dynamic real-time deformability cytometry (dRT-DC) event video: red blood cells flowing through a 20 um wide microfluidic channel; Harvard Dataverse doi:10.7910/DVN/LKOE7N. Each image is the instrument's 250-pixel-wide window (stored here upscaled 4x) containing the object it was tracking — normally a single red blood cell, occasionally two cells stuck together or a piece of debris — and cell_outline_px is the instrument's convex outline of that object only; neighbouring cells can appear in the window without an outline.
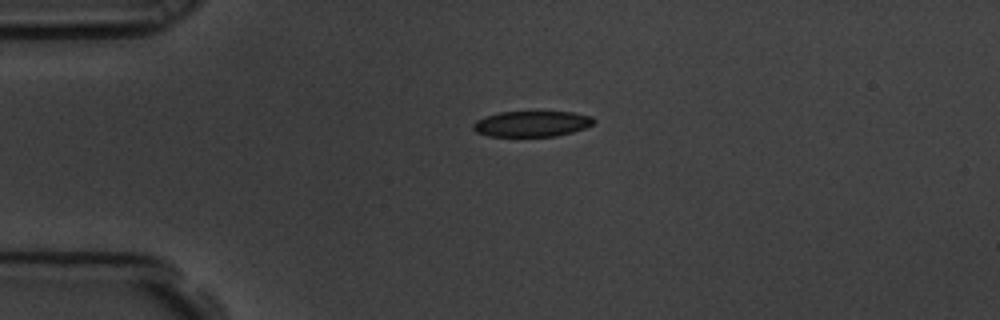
{"species": "common noctule bat (a hibernating species)", "species_latin": "Nyctalus noctula", "temperature_condition": "room temperature", "stored_images_in_passage": 3, "camera_frame_rate_fps": 3000, "um_per_image_px": 0.085, "animal": {"sex": "male", "body_mass_g": 19.5, "forearm_length_mm": 54.6}, "frame": {"image": 1, "passage_image": 1, "time_ms": 0.0, "image_size_px": [1000, 320], "cell_outline_px": [[596, 120], [592, 124], [584, 128], [572, 132], [556, 136], [488, 136], [476, 132], [472, 128], [472, 124], [476, 120], [484, 116], [500, 112], [572, 112], [592, 116]], "centroid_in_image_um": [45.18, 10.52], "position_along_channel_um": 39.8, "area_um2": 18.09}}
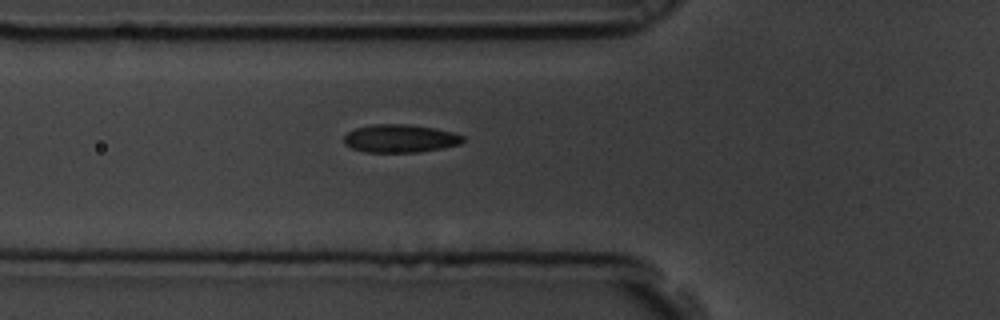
{"frame": {"image": 2, "passage_image": 3, "time_ms": 0.667, "image_size_px": [1000, 320], "cell_outline_px": [[464, 140], [460, 144], [440, 148], [416, 152], [364, 152], [352, 148], [344, 144], [344, 136], [348, 132], [356, 128], [372, 124], [408, 124], [432, 128], [452, 132], [464, 136]], "centroid_in_image_um": [33.98, 11.77], "position_along_channel_um": 91.8, "area_um2": 19.31}}